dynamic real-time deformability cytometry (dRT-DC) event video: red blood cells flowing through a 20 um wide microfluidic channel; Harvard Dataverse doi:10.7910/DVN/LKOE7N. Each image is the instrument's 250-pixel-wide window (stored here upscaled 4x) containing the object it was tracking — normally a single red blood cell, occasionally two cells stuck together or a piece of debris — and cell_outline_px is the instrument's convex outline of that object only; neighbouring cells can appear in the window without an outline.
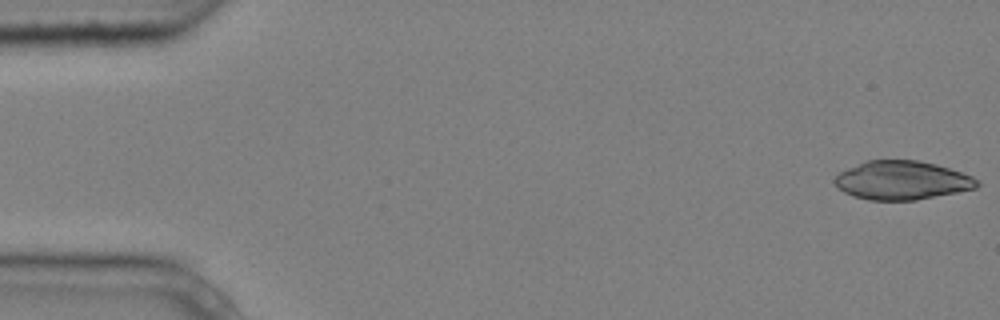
{"species": "common noctule bat (a hibernating species)", "species_latin": "Nyctalus noctula", "temperature_condition": "cold", "stored_images_in_passage": 5, "camera_frame_rate_fps": 3000, "um_per_image_px": 0.085, "animal": {"sex": "male", "body_mass_g": 20.4}, "frame": {"image": 1, "passage_image": 1, "time_ms": 0.0, "image_size_px": [1000, 320], "cell_outline_px": [[980, 184], [976, 188], [916, 200], [868, 200], [852, 196], [844, 192], [832, 180], [840, 172], [848, 168], [868, 160], [916, 160], [936, 164], [972, 176], [980, 180]], "centroid_in_image_um": [76.67, 15.33], "position_along_channel_um": 8.3, "area_um2": 31.96}}